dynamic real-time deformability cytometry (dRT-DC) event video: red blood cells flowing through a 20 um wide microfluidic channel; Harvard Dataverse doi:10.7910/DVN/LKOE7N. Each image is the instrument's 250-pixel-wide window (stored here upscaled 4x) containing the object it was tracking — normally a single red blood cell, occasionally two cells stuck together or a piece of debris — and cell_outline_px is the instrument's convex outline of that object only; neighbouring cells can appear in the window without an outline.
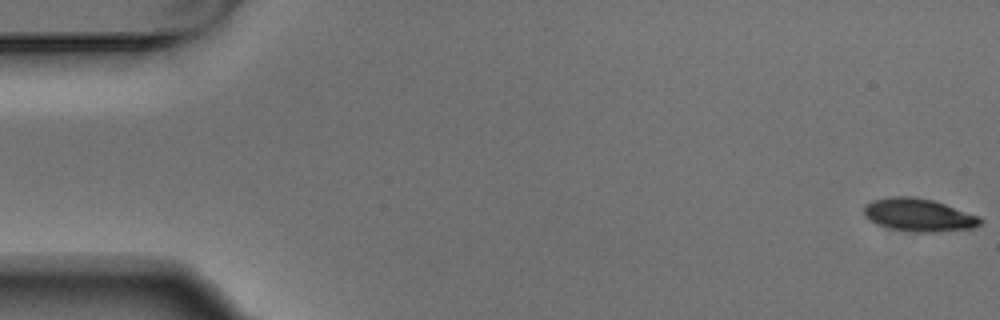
{"species": "Egyptian fruit bat (a non-hibernating species)", "species_latin": "Rousettus aegyptiacus", "temperature_condition": "warm", "stored_images_in_passage": 5, "camera_frame_rate_fps": 3000, "um_per_image_px": 0.085, "animal": {"sex": "male"}, "frame": {"image": 1, "passage_image": 1, "time_ms": 0.0, "image_size_px": [1000, 320], "cell_outline_px": [[984, 220], [980, 224], [972, 228], [932, 232], [916, 232], [892, 228], [876, 224], [864, 216], [864, 204], [872, 200], [892, 196], [912, 196], [932, 200], [980, 216]], "centroid_in_image_um": [78.07, 18.26], "position_along_channel_um": 6.9, "area_um2": 22.2}}
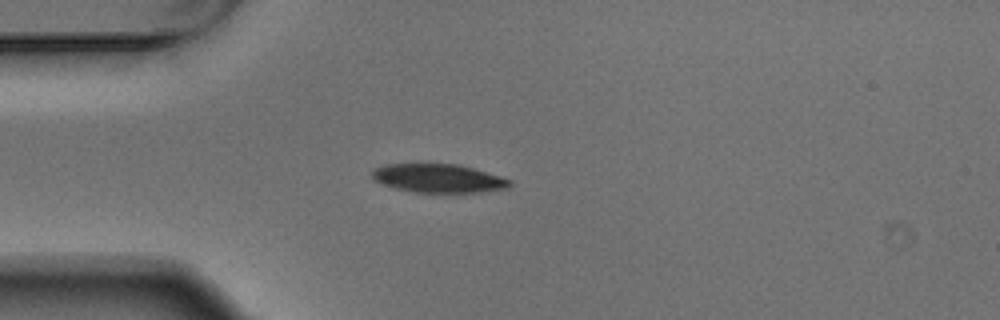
{"frame": {"image": 2, "passage_image": 5, "time_ms": 1.333, "image_size_px": [1000, 320], "cell_outline_px": [[512, 184], [508, 188], [480, 192], [412, 192], [380, 184], [372, 180], [368, 172], [372, 168], [384, 164], [456, 164], [472, 168], [500, 176], [512, 180]], "centroid_in_image_um": [37.17, 15.15], "position_along_channel_um": 47.8, "area_um2": 23.18}}